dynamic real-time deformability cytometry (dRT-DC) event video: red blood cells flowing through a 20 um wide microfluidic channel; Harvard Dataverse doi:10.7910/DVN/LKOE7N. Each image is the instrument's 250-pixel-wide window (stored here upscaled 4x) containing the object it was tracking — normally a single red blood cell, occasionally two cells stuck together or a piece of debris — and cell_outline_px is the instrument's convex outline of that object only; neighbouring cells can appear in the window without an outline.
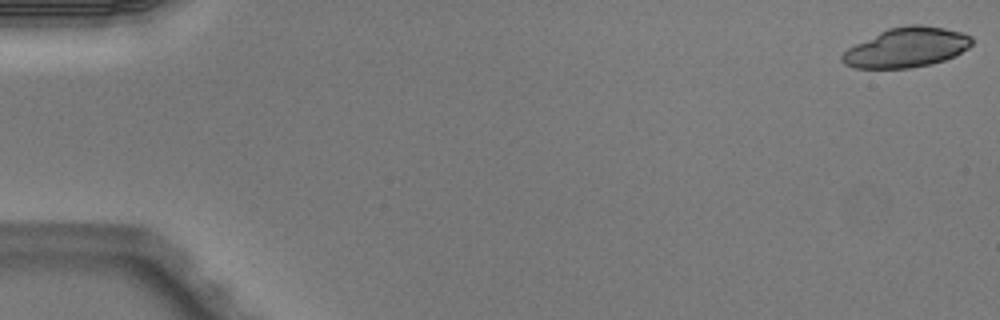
{"species": "Egyptian fruit bat (a non-hibernating species)", "species_latin": "Rousettus aegyptiacus", "temperature_condition": "warm", "stored_images_in_passage": 5, "camera_frame_rate_fps": 3000, "um_per_image_px": 0.085, "animal": {"sex": "male"}, "frame": {"image": 1, "passage_image": 1, "time_ms": 0.0, "image_size_px": [1000, 320], "cell_outline_px": [[972, 44], [968, 48], [956, 56], [932, 64], [908, 68], [852, 68], [844, 64], [840, 60], [840, 56], [848, 48], [888, 28], [908, 24], [920, 24], [944, 28], [960, 32], [972, 36]], "centroid_in_image_um": [77.06, 4.04], "position_along_channel_um": 7.9, "area_um2": 30.06}}
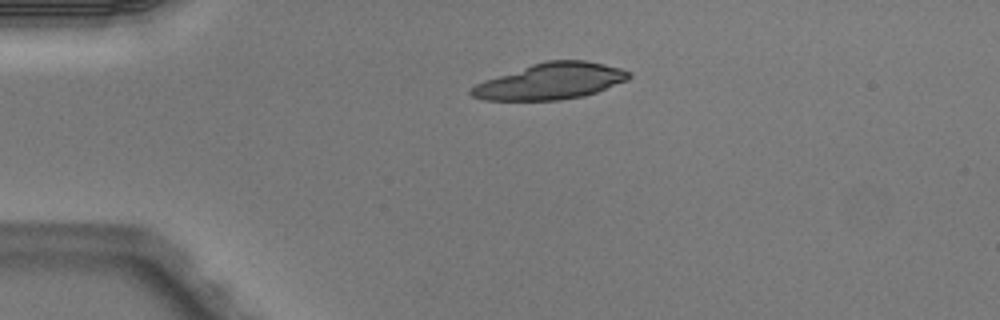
{"frame": {"image": 2, "passage_image": 4, "time_ms": 1.0, "image_size_px": [1000, 320], "cell_outline_px": [[632, 76], [628, 80], [596, 92], [584, 96], [560, 100], [484, 100], [472, 96], [468, 92], [476, 84], [484, 80], [532, 64], [548, 60], [584, 60], [604, 64], [620, 68], [632, 72]], "centroid_in_image_um": [46.83, 6.91], "position_along_channel_um": 38.2, "area_um2": 33.18}}